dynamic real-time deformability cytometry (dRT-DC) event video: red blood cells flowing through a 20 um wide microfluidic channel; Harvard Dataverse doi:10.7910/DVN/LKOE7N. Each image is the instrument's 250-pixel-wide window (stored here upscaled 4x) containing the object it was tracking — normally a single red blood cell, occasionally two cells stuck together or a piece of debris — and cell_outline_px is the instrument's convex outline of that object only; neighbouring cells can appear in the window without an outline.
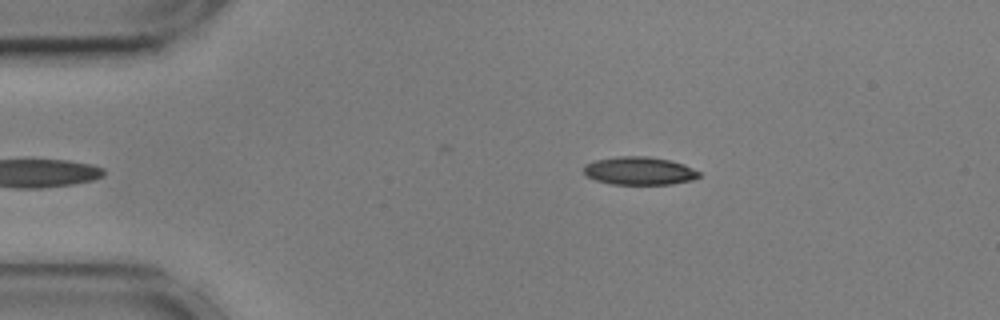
{"species": "common noctule bat (a hibernating species)", "species_latin": "Nyctalus noctula", "temperature_condition": "cold", "stored_images_in_passage": 8, "camera_frame_rate_fps": 3000, "um_per_image_px": 0.085, "animal": {"sex": "male", "body_mass_g": 17.9, "forearm_length_mm": 54.2}, "frame": {"image": 1, "passage_image": 3, "time_ms": 0.667, "image_size_px": [1000, 320], "cell_outline_px": [[700, 176], [692, 180], [672, 184], [612, 184], [596, 180], [588, 176], [584, 172], [584, 164], [596, 160], [616, 156], [648, 156], [668, 160], [684, 164], [700, 172]], "centroid_in_image_um": [54.34, 14.52], "position_along_channel_um": 30.7, "area_um2": 18.79}}